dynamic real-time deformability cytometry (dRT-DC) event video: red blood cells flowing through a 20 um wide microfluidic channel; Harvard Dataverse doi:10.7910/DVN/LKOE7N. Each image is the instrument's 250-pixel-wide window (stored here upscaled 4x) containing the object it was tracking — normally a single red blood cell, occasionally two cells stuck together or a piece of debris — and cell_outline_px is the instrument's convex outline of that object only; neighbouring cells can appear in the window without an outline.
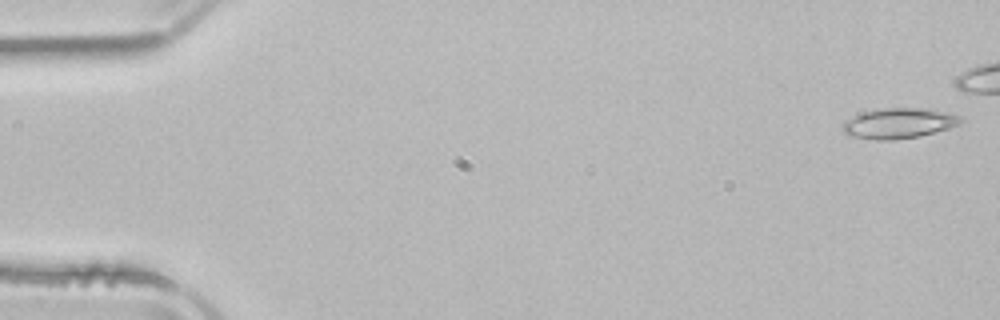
{"species": "common noctule bat (a hibernating species)", "species_latin": "Nyctalus noctula", "temperature_condition": "room temperature", "stored_images_in_passage": 15, "camera_frame_rate_fps": 3000, "um_per_image_px": 0.085, "animal": {"sex": "male", "body_mass_g": 21.5, "forearm_length_mm": 52.0}, "frame": {"image": 1, "passage_image": 1, "time_ms": 0.0, "image_size_px": [1000, 320], "cell_outline_px": [[964, 120], [960, 124], [948, 128], [920, 136], [892, 140], [876, 140], [848, 136], [844, 132], [844, 120], [860, 112], [876, 108], [932, 108], [960, 116]], "centroid_in_image_um": [76.38, 10.46], "position_along_channel_um": 8.6, "area_um2": 21.15}}